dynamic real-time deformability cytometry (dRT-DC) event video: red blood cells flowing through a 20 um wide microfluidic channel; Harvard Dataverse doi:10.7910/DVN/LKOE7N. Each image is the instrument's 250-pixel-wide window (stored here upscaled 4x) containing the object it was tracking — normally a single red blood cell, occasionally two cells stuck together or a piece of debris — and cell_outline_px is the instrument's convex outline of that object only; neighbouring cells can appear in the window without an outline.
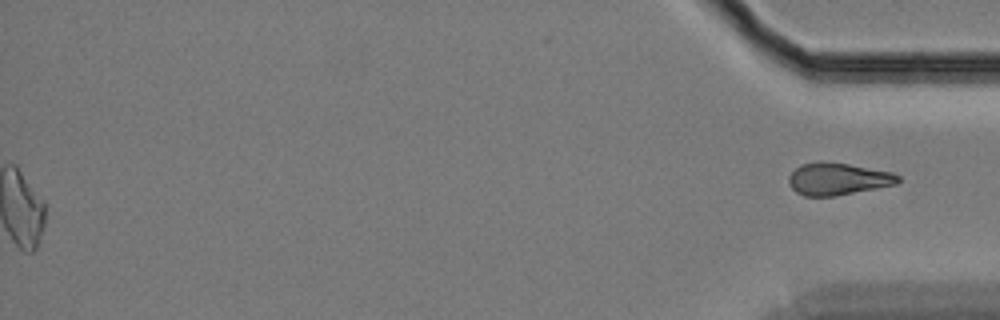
{"species": "Egyptian fruit bat (a non-hibernating species)", "species_latin": "Rousettus aegyptiacus", "temperature_condition": "cold", "stored_images_in_passage": 48, "segment_of_instrument_passage": [2, 2], "camera_frame_rate_fps": 3000, "um_per_image_px": 0.085, "animal": {"sex": "female"}, "frame": {"image": 1, "passage_image": 48, "time_ms": 15.667, "image_size_px": [1000, 320], "cell_outline_px": [[900, 180], [896, 184], [836, 196], [804, 196], [796, 192], [788, 184], [788, 176], [800, 164], [820, 160], [848, 164], [892, 172], [900, 176]], "centroid_in_image_um": [71.18, 15.2], "position_along_channel_um": 364.0, "area_um2": 20.63}}